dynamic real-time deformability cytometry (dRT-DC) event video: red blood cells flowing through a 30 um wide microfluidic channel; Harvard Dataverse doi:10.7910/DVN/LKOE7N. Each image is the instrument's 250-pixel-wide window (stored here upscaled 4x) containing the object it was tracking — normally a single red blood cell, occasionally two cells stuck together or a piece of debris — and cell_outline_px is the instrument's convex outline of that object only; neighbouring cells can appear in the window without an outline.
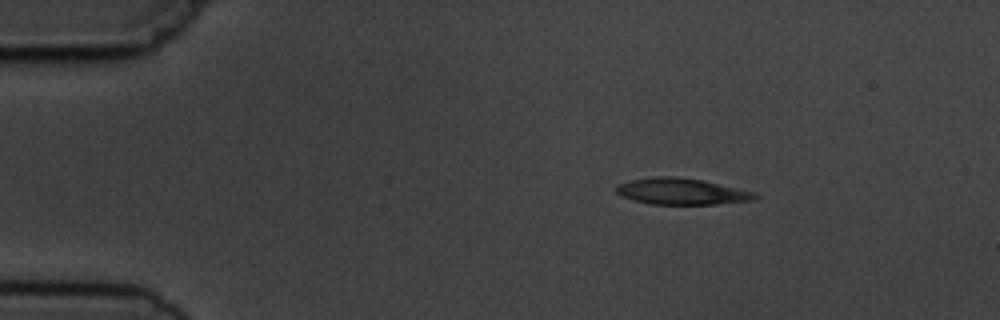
{"species": "common noctule bat (a hibernating species)", "species_latin": "Nyctalus noctula", "temperature_condition": "cold", "stored_images_in_passage": 3, "camera_frame_rate_fps": 3000, "um_per_image_px": 0.085, "animal": {"sex": "male", "body_mass_g": 19.5, "forearm_length_mm": 54.6}, "frame": {"image": 1, "passage_image": 1, "time_ms": 0.0, "image_size_px": [1000, 320], "cell_outline_px": [[760, 196], [756, 200], [716, 204], [648, 204], [624, 196], [616, 192], [616, 184], [632, 180], [660, 176], [676, 176], [700, 180], [756, 192]], "centroid_in_image_um": [57.98, 16.28], "position_along_channel_um": 27.0, "area_um2": 21.1}}